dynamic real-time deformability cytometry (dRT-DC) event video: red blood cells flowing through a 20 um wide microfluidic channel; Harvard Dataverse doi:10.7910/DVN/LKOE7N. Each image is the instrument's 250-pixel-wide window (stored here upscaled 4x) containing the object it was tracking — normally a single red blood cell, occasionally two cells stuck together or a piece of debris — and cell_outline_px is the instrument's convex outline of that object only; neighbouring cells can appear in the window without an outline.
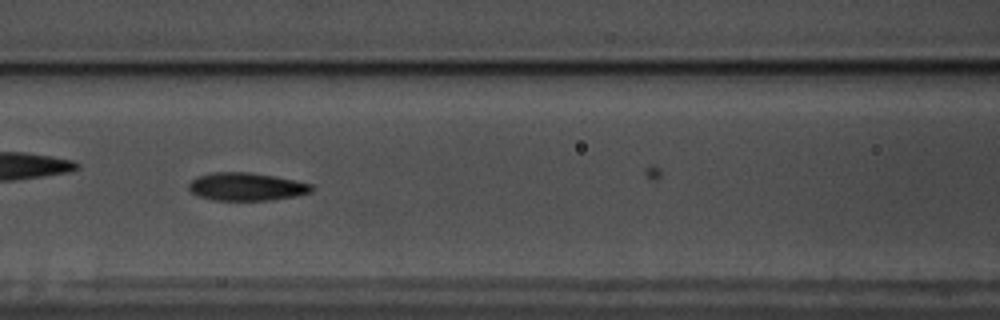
{"species": "common noctule bat (a hibernating species)", "species_latin": "Nyctalus noctula", "temperature_condition": "warm", "stored_images_in_passage": 16, "camera_frame_rate_fps": 3000, "um_per_image_px": 0.085, "animal": {"sex": "male", "body_mass_g": 17.5, "forearm_length_mm": 52.3}, "frame": {"image": 1, "passage_image": 9, "time_ms": 2.667, "image_size_px": [1000, 320], "cell_outline_px": [[312, 192], [292, 196], [268, 200], [212, 200], [200, 196], [192, 192], [188, 188], [188, 184], [196, 176], [212, 172], [252, 172], [276, 176], [312, 184]], "centroid_in_image_um": [20.91, 15.85], "position_along_channel_um": 145.7, "area_um2": 19.94}}
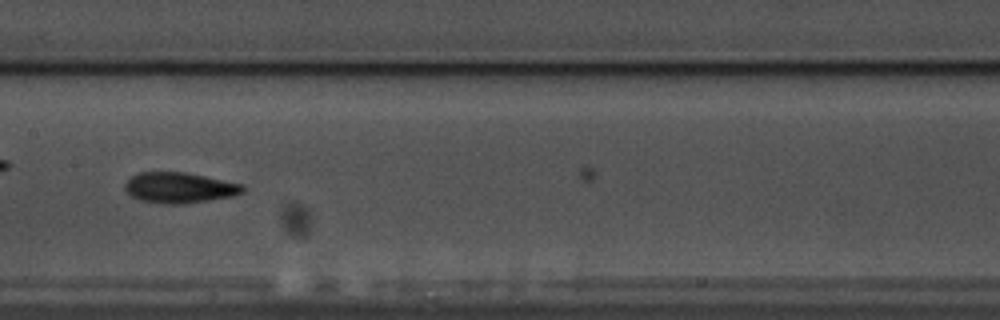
{"frame": {"image": 2, "passage_image": 13, "time_ms": 4.0, "image_size_px": [1000, 320], "cell_outline_px": [[244, 192], [232, 196], [208, 200], [180, 204], [164, 204], [140, 200], [132, 196], [124, 188], [124, 184], [132, 176], [140, 172], [184, 172], [204, 176], [240, 184], [244, 188]], "centroid_in_image_um": [15.21, 15.96], "position_along_channel_um": 192.2, "area_um2": 20.69}}